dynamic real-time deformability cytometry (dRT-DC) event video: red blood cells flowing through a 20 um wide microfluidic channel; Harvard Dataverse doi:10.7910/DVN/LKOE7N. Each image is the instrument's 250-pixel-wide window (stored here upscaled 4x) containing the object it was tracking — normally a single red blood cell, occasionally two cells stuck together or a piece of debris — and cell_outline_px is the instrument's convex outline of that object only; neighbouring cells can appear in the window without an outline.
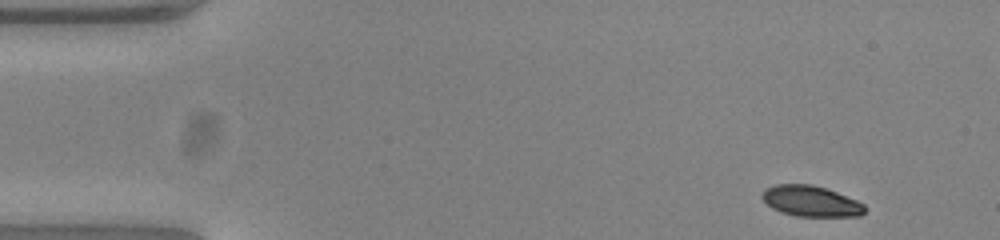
{"species": "common noctule bat (a hibernating species)", "species_latin": "Nyctalus noctula", "temperature_condition": "warm", "stored_images_in_passage": 50, "camera_frame_rate_fps": 3000, "um_per_image_px": 0.085, "animal": {"sex": "female", "body_mass_g": 23.0, "forearm_length_mm": 53.4}, "frame": {"image": 1, "passage_image": 1, "time_ms": 0.0, "image_size_px": [1000, 240], "cell_outline_px": [[864, 212], [860, 216], [796, 216], [780, 212], [772, 208], [760, 196], [764, 188], [776, 184], [812, 184], [836, 192], [856, 200], [864, 204]], "centroid_in_image_um": [68.88, 17.09], "position_along_channel_um": 16.1, "area_um2": 18.32}}
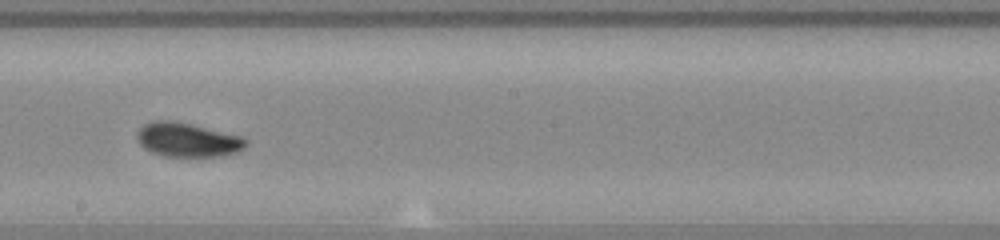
{"frame": {"image": 2, "passage_image": 26, "time_ms": 8.333, "image_size_px": [1000, 240], "cell_outline_px": [[248, 144], [244, 148], [236, 152], [220, 156], [164, 156], [152, 152], [144, 148], [136, 140], [136, 132], [144, 124], [152, 120], [172, 120], [192, 124], [244, 136], [248, 140]], "centroid_in_image_um": [15.94, 11.87], "position_along_channel_um": 232.3, "area_um2": 21.91}}
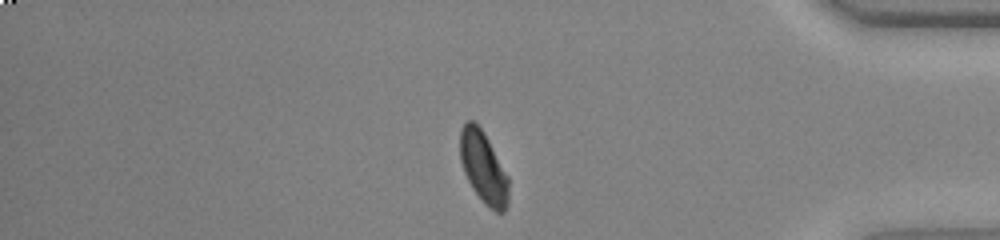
{"frame": {"image": 3, "passage_image": 41, "time_ms": 13.333, "image_size_px": [1000, 240], "cell_outline_px": [[508, 204], [504, 212], [496, 212], [488, 208], [484, 204], [472, 188], [464, 172], [460, 160], [460, 128], [468, 120], [472, 120], [484, 132], [508, 176]], "centroid_in_image_um": [41.08, 14.25], "position_along_channel_um": 394.1, "area_um2": 20.29}, "authors_computed_cell_mechanics": {"area_um2": 20.3745, "velocity_mm_per_s": 3.8495, "shape_relaxation_time_tau1_ms": 3.3155, "shape_relaxation_time_tau2_ms": 3.9383, "deformation_change_tau1": 0.1267, "deformation_change_tau2": 0.0672}}